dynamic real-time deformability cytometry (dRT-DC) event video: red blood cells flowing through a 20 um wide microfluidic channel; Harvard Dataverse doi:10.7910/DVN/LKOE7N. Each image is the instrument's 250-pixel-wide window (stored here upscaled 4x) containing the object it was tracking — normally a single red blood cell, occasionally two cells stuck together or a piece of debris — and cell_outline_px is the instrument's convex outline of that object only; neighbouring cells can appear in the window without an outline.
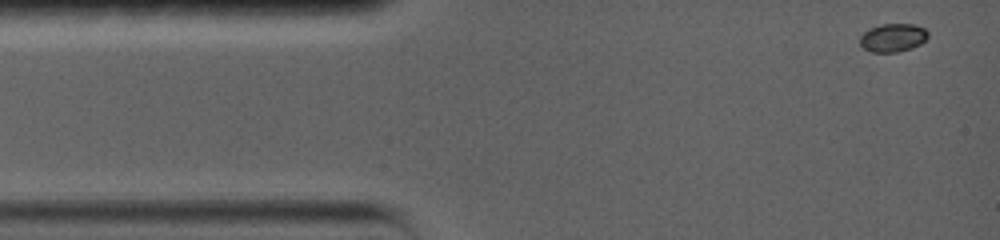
{"species": "common noctule bat (a hibernating species)", "species_latin": "Nyctalus noctula", "temperature_condition": "warm", "stored_images_in_passage": 79, "camera_frame_rate_fps": 5000, "um_per_image_px": 0.085, "animal": {"sex": "female", "body_mass_g": 19.0, "forearm_length_mm": 56.7}, "frame": {"image": 1, "passage_image": 1, "time_ms": 0.0, "image_size_px": [1000, 240], "cell_outline_px": [[928, 36], [920, 44], [912, 48], [896, 52], [872, 52], [864, 48], [860, 44], [860, 36], [868, 28], [880, 24], [912, 24], [924, 28], [928, 32]], "centroid_in_image_um": [75.87, 3.19], "position_along_channel_um": 9.1, "area_um2": 11.21}}
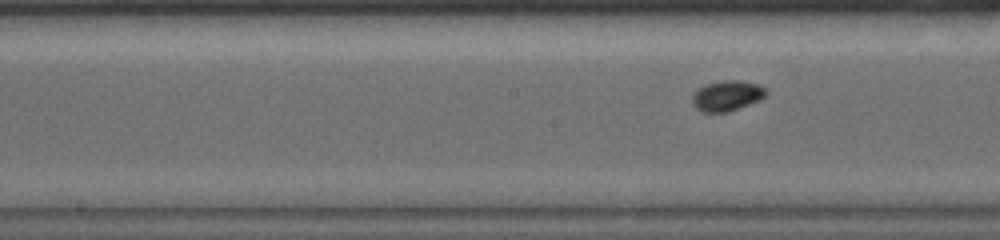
{"frame": {"image": 2, "passage_image": 34, "time_ms": 6.6, "image_size_px": [1000, 240], "cell_outline_px": [[768, 92], [760, 100], [728, 112], [700, 112], [692, 104], [692, 96], [704, 84], [720, 80], [740, 80], [760, 84], [768, 88]], "centroid_in_image_um": [61.82, 8.12], "position_along_channel_um": 186.4, "area_um2": 13.29}}
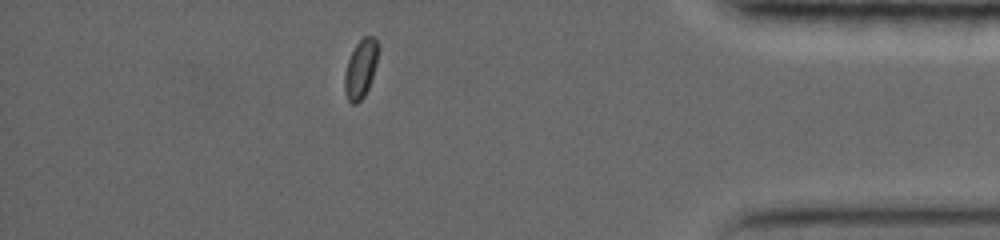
{"frame": {"image": 3, "passage_image": 68, "time_ms": 13.4, "image_size_px": [1000, 240], "cell_outline_px": [[380, 48], [376, 64], [368, 88], [364, 96], [356, 104], [352, 104], [348, 100], [344, 92], [344, 76], [348, 60], [356, 44], [364, 36], [372, 36], [380, 44]], "centroid_in_image_um": [30.66, 5.83], "position_along_channel_um": 404.5, "area_um2": 11.5}, "authors_computed_cell_mechanics": {"area_um2": 11.7334, "velocity_mm_per_s": 3.7462, "shape_relaxation_time_tau1_ms": 2.0427, "shape_relaxation_time_tau2_ms": 3.9865, "deformation_change_tau1": 0.1147, "deformation_change_tau2": 0.0386}}